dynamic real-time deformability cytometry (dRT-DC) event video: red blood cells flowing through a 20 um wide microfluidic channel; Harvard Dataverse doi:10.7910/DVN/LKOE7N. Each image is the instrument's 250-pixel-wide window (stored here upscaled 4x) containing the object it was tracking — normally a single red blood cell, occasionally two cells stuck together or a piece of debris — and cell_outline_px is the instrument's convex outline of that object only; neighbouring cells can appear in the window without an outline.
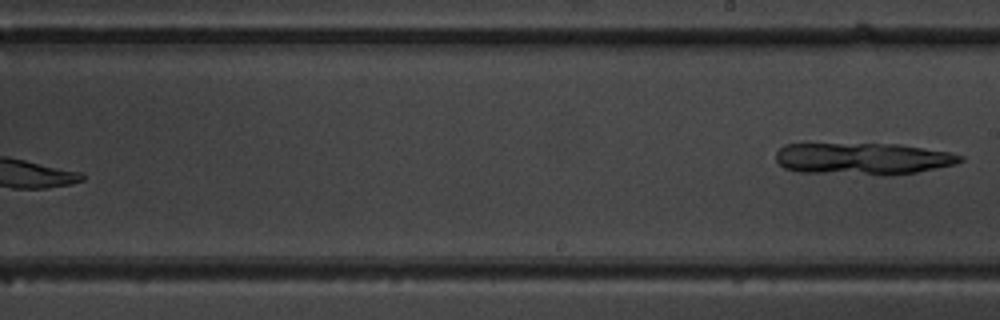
{"species": "common noctule bat (a hibernating species)", "species_latin": "Nyctalus noctula", "temperature_condition": "warm", "stored_images_in_passage": 8, "segment_of_instrument_passage": [2, 2], "camera_frame_rate_fps": 3000, "um_per_image_px": 0.085, "animal": {"sex": "male", "body_mass_g": 19.5, "forearm_length_mm": 54.6}, "frame": {"image": 1, "passage_image": 8, "time_ms": 8.333, "image_size_px": [1000, 320], "cell_outline_px": [[964, 160], [956, 164], [916, 172], [892, 176], [884, 176], [800, 172], [784, 168], [776, 160], [776, 152], [784, 144], [900, 144], [948, 152], [964, 156]], "centroid_in_image_um": [73.35, 13.51], "position_along_channel_um": 215.6, "area_um2": 34.62}}